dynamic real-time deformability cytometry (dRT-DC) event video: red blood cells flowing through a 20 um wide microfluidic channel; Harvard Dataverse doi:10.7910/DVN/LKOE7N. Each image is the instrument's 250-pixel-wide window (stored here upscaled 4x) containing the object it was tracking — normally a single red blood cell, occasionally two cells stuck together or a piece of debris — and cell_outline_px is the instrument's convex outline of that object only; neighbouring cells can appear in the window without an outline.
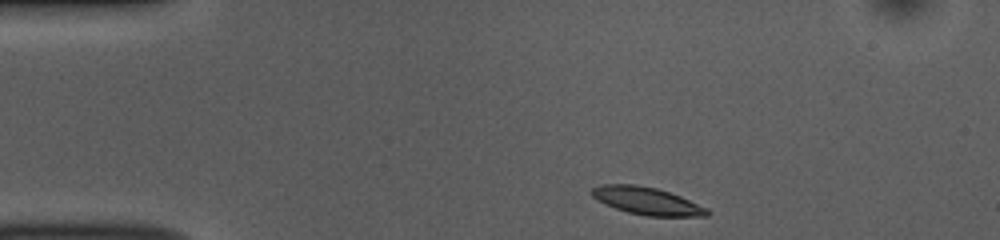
{"species": "common noctule bat (a hibernating species)", "species_latin": "Nyctalus noctula", "temperature_condition": "room temperature", "stored_images_in_passage": 32, "camera_frame_rate_fps": 3000, "um_per_image_px": 0.085, "animal": {"sex": "female", "body_mass_g": 10.0, "forearm_length_mm": 53.1}, "frame": {"image": 1, "passage_image": 1, "time_ms": 0.0, "image_size_px": [1000, 240], "cell_outline_px": [[712, 212], [708, 216], [644, 216], [628, 212], [604, 204], [596, 200], [592, 196], [592, 188], [600, 184], [636, 184], [656, 188], [680, 196], [708, 208]], "centroid_in_image_um": [54.99, 17.08], "position_along_channel_um": 30.0, "area_um2": 18.55}}
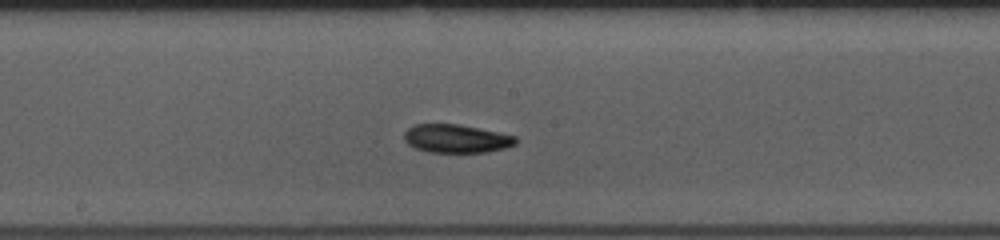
{"frame": {"image": 2, "passage_image": 19, "time_ms": 6.0, "image_size_px": [1000, 240], "cell_outline_px": [[516, 144], [504, 148], [484, 152], [428, 152], [416, 148], [408, 144], [404, 140], [404, 132], [408, 128], [416, 124], [460, 124], [516, 136]], "centroid_in_image_um": [38.76, 11.78], "position_along_channel_um": 209.4, "area_um2": 18.32}}
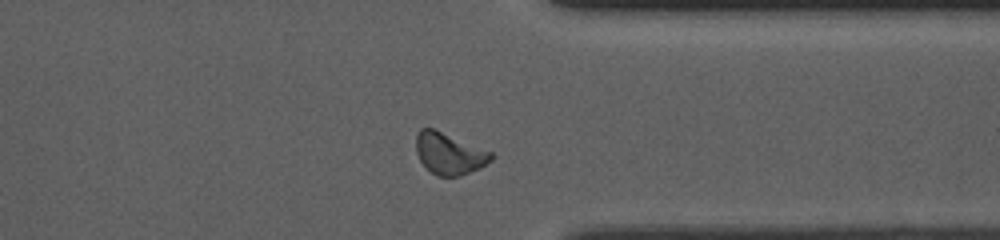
{"frame": {"image": 3, "passage_image": 32, "time_ms": 10.333, "image_size_px": [1000, 240], "cell_outline_px": [[496, 156], [492, 160], [480, 168], [460, 176], [436, 176], [424, 168], [416, 152], [416, 132], [420, 128], [432, 128], [492, 152]], "centroid_in_image_um": [38.17, 13.07], "position_along_channel_um": 373.2, "area_um2": 18.32}, "authors_computed_cell_mechanics": {"area_um2": 18.3515, "velocity_mm_per_s": 3.8445, "shape_relaxation_time_tau1_ms": 2.4517, "shape_relaxation_time_tau2_ms": 5.2694, "deformation_change_tau1": 0.0749, "deformation_change_tau2": 0.1262}}